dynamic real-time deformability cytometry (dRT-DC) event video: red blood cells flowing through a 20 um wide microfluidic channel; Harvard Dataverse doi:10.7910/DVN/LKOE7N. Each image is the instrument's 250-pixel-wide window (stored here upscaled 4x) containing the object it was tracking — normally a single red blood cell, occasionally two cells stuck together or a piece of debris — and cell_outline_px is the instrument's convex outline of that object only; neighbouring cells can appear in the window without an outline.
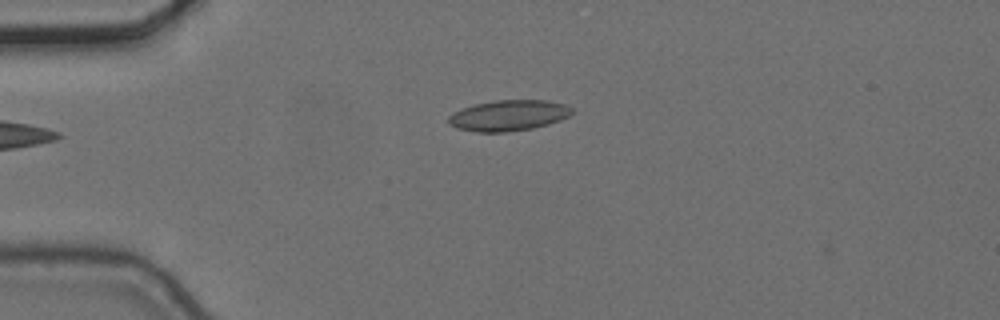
{"species": "common noctule bat (a hibernating species)", "species_latin": "Nyctalus noctula", "temperature_condition": "cold", "stored_images_in_passage": 6, "camera_frame_rate_fps": 3000, "um_per_image_px": 0.085, "animal": {"sex": "female", "body_mass_g": 24.6, "forearm_length_mm": 56.2}, "frame": {"image": 1, "passage_image": 4, "time_ms": 1.0, "image_size_px": [1000, 320], "cell_outline_px": [[572, 112], [568, 116], [560, 120], [548, 124], [532, 128], [508, 132], [476, 132], [456, 128], [448, 124], [448, 116], [452, 112], [460, 108], [476, 104], [496, 100], [548, 100], [564, 104], [572, 108]], "centroid_in_image_um": [43.18, 9.81], "position_along_channel_um": 41.8, "area_um2": 22.25}}
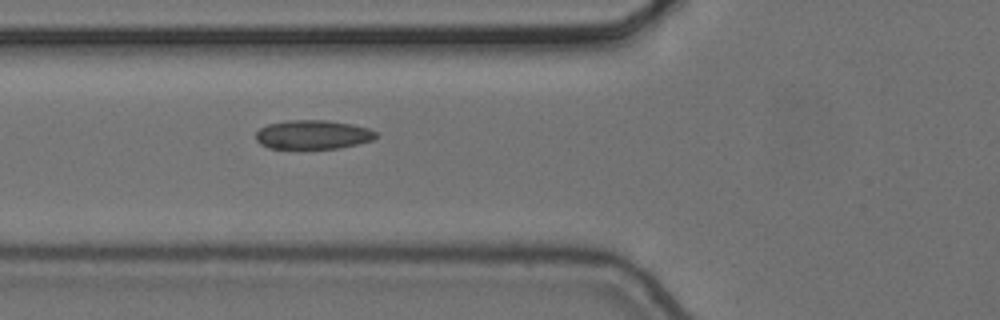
{"frame": {"image": 2, "passage_image": 6, "time_ms": 1.667, "image_size_px": [1000, 320], "cell_outline_px": [[380, 136], [372, 140], [340, 148], [268, 148], [260, 144], [256, 140], [256, 132], [260, 128], [268, 124], [288, 120], [328, 120], [352, 124], [368, 128], [376, 132]], "centroid_in_image_um": [26.6, 11.44], "position_along_channel_um": 99.2, "area_um2": 20.35}}